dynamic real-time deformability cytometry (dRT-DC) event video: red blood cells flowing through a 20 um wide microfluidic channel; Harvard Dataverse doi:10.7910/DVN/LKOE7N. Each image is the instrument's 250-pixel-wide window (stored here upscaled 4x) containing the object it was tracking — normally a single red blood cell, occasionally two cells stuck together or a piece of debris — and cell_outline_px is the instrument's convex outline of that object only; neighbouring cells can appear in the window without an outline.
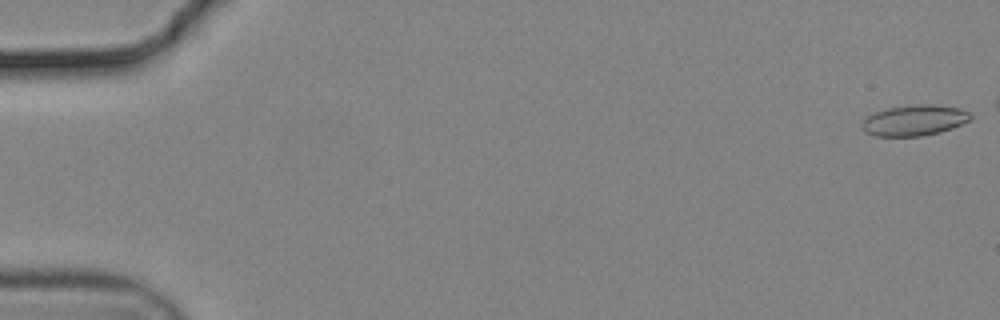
{"species": "common noctule bat (a hibernating species)", "species_latin": "Nyctalus noctula", "temperature_condition": "cold", "stored_images_in_passage": 49, "camera_frame_rate_fps": 3000, "um_per_image_px": 0.085, "animal": {"sex": "male", "body_mass_g": 19.2, "forearm_length_mm": 51.8}, "frame": {"image": 1, "passage_image": 1, "time_ms": 0.0, "image_size_px": [1000, 320], "cell_outline_px": [[972, 120], [952, 128], [940, 132], [924, 136], [876, 136], [864, 132], [860, 124], [868, 116], [876, 112], [888, 108], [916, 104], [932, 104], [960, 108], [972, 112]], "centroid_in_image_um": [77.77, 10.23], "position_along_channel_um": 7.2, "area_um2": 19.65}}
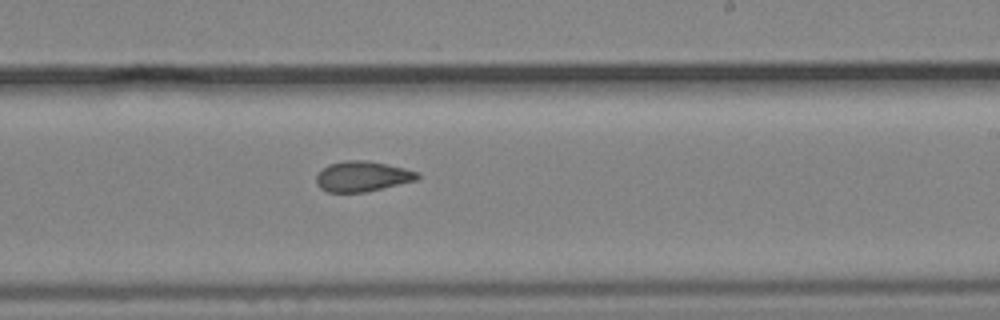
{"frame": {"image": 2, "passage_image": 34, "time_ms": 11.0, "image_size_px": [1000, 320], "cell_outline_px": [[420, 176], [416, 180], [364, 192], [328, 192], [320, 188], [316, 184], [316, 176], [328, 164], [344, 160], [368, 160], [404, 168], [420, 172]], "centroid_in_image_um": [30.79, 14.98], "position_along_channel_um": 258.2, "area_um2": 17.8}}
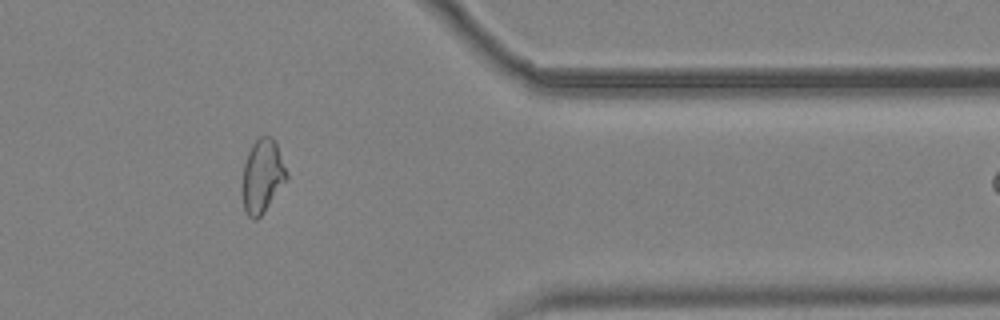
{"frame": {"image": 3, "passage_image": 46, "time_ms": 15.0, "image_size_px": [1000, 320], "cell_outline_px": [[288, 180], [264, 212], [256, 220], [252, 220], [248, 216], [244, 208], [240, 188], [244, 164], [248, 152], [252, 144], [260, 136], [272, 136], [276, 144], [288, 172]], "centroid_in_image_um": [22.29, 15.0], "position_along_channel_um": 389.1, "area_um2": 19.42}}